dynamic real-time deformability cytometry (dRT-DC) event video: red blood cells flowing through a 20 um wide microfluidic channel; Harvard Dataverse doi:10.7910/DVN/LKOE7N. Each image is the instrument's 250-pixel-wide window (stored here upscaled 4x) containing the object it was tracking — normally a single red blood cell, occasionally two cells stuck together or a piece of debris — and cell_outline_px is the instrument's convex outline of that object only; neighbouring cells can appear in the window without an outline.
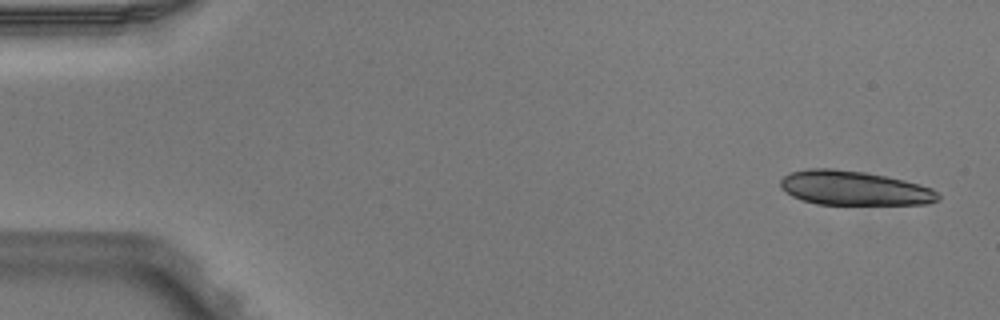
{"species": "Egyptian fruit bat (a non-hibernating species)", "species_latin": "Rousettus aegyptiacus", "temperature_condition": "warm", "stored_images_in_passage": 5, "camera_frame_rate_fps": 3000, "um_per_image_px": 0.085, "animal": {"sex": "male"}, "frame": {"image": 1, "passage_image": 1, "time_ms": 0.0, "image_size_px": [1000, 320], "cell_outline_px": [[940, 200], [928, 204], [816, 204], [800, 200], [792, 196], [780, 184], [780, 180], [784, 176], [792, 172], [808, 168], [832, 168], [864, 172], [904, 180], [920, 184], [932, 188], [940, 196]], "centroid_in_image_um": [72.62, 15.99], "position_along_channel_um": 12.4, "area_um2": 31.44}}